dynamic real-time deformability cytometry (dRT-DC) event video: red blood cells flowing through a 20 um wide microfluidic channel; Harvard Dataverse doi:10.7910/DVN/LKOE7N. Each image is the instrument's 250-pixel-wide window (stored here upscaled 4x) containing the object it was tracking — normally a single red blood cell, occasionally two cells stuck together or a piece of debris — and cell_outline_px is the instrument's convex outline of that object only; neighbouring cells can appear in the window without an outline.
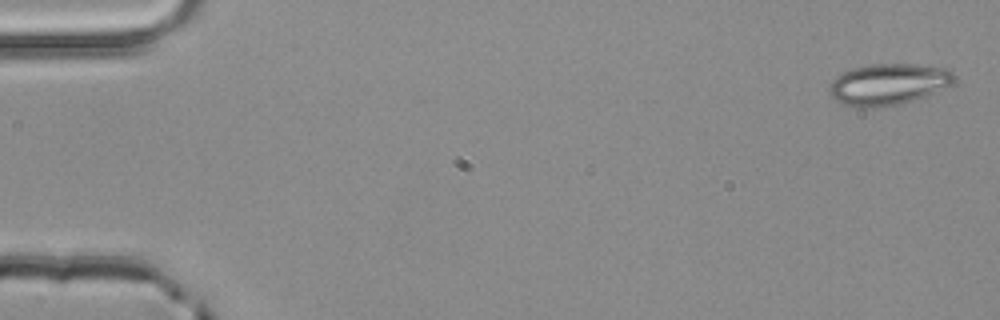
{"species": "common noctule bat (a hibernating species)", "species_latin": "Nyctalus noctula", "temperature_condition": "room temperature", "stored_images_in_passage": 4, "camera_frame_rate_fps": 3000, "um_per_image_px": 0.085, "animal": {"sex": "male", "body_mass_g": 20.4}, "frame": {"image": 1, "passage_image": 1, "time_ms": 0.0, "image_size_px": [1000, 320], "cell_outline_px": [[956, 76], [952, 84], [924, 96], [912, 100], [896, 104], [872, 108], [860, 108], [844, 104], [836, 100], [828, 92], [828, 84], [836, 76], [852, 68], [872, 64], [916, 64], [948, 68]], "centroid_in_image_um": [75.47, 7.15], "position_along_channel_um": 9.5, "area_um2": 30.0}}
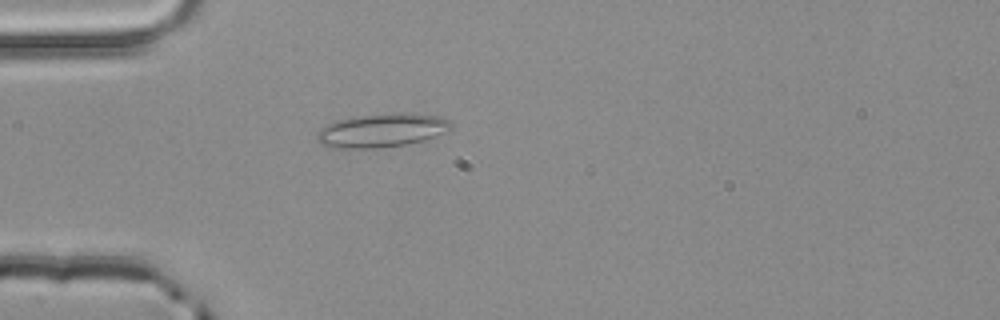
{"frame": {"image": 2, "passage_image": 4, "time_ms": 1.0, "image_size_px": [1000, 320], "cell_outline_px": [[452, 128], [448, 132], [424, 140], [408, 144], [380, 148], [328, 148], [320, 144], [316, 140], [316, 136], [320, 128], [336, 120], [360, 116], [392, 112], [412, 112], [440, 116], [452, 120]], "centroid_in_image_um": [32.5, 11.07], "position_along_channel_um": 52.5, "area_um2": 26.99}}